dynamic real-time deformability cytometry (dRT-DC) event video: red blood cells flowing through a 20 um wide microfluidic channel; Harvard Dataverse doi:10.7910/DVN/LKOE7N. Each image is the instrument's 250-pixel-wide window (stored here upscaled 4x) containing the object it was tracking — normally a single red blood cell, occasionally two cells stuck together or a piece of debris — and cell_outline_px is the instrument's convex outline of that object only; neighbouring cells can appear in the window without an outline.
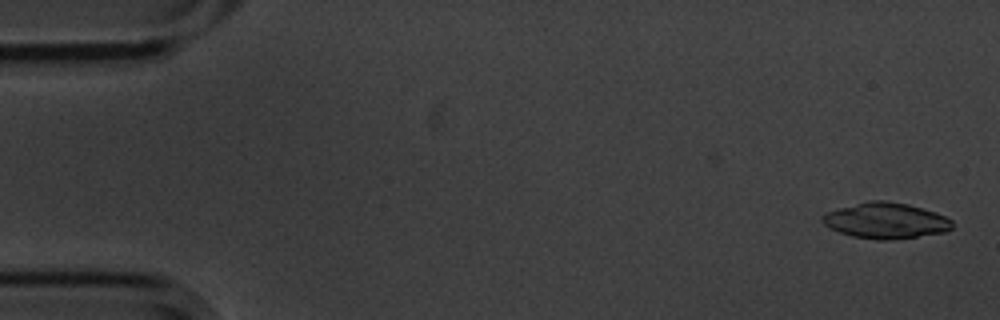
{"species": "common noctule bat (a hibernating species)", "species_latin": "Nyctalus noctula", "temperature_condition": "cold", "stored_images_in_passage": 5, "camera_frame_rate_fps": 3000, "um_per_image_px": 0.085, "animal": {"sex": "male", "body_mass_g": 20.1, "forearm_length_mm": 53.5}, "frame": {"image": 1, "passage_image": 1, "time_ms": 0.0, "image_size_px": [1000, 320], "cell_outline_px": [[952, 228], [944, 232], [888, 240], [876, 240], [852, 236], [840, 232], [824, 224], [820, 220], [820, 216], [824, 212], [868, 200], [884, 200], [908, 204], [936, 212], [952, 220]], "centroid_in_image_um": [75.25, 18.74], "position_along_channel_um": 9.8, "area_um2": 27.05}}